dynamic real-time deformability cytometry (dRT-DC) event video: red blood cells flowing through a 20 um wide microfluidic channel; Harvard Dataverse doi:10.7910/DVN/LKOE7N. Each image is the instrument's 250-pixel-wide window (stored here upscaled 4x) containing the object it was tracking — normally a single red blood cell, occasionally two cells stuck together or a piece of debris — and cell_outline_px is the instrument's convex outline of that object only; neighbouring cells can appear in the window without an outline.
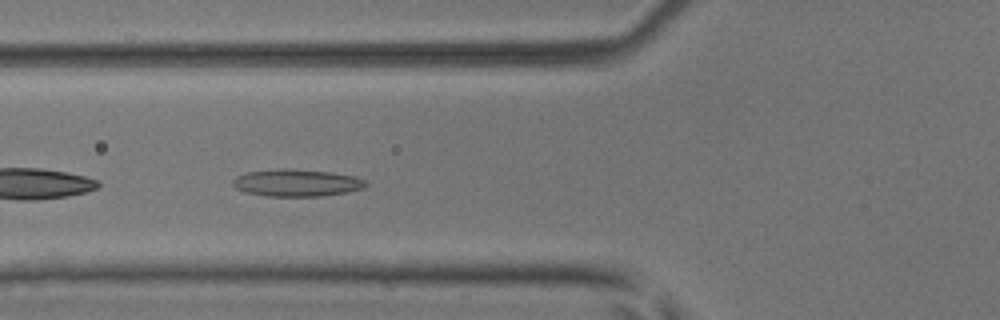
{"species": "common noctule bat (a hibernating species)", "species_latin": "Nyctalus noctula", "temperature_condition": "room temperature", "stored_images_in_passage": 37, "camera_frame_rate_fps": 3000, "um_per_image_px": 0.085, "animal": {"sex": "male", "body_mass_g": 17.9, "forearm_length_mm": 54.2}, "frame": {"image": 1, "passage_image": 4, "time_ms": 1.0, "image_size_px": [1000, 320], "cell_outline_px": [[368, 184], [364, 188], [348, 192], [324, 196], [268, 196], [244, 192], [236, 188], [232, 184], [232, 180], [236, 176], [244, 172], [284, 168], [292, 168], [332, 172], [352, 176], [364, 180]], "centroid_in_image_um": [25.19, 15.53], "position_along_channel_um": 100.6, "area_um2": 21.27}}
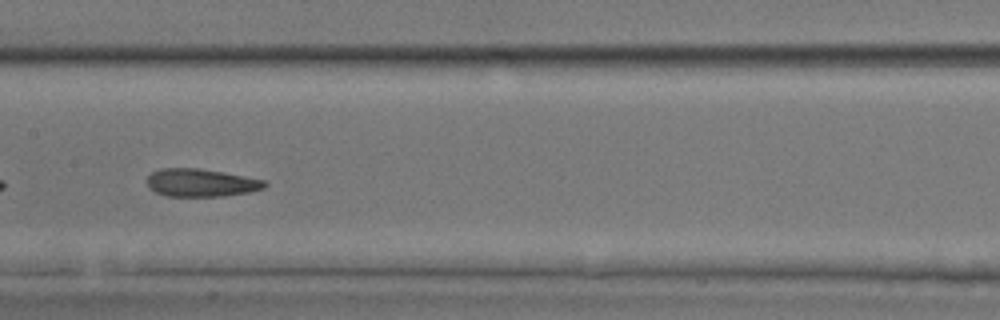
{"frame": {"image": 2, "passage_image": 11, "time_ms": 3.333, "image_size_px": [1000, 320], "cell_outline_px": [[268, 184], [264, 188], [248, 192], [224, 196], [164, 196], [156, 192], [148, 184], [148, 176], [152, 172], [160, 168], [200, 168], [264, 180]], "centroid_in_image_um": [17.08, 15.53], "position_along_channel_um": 190.3, "area_um2": 18.9}}
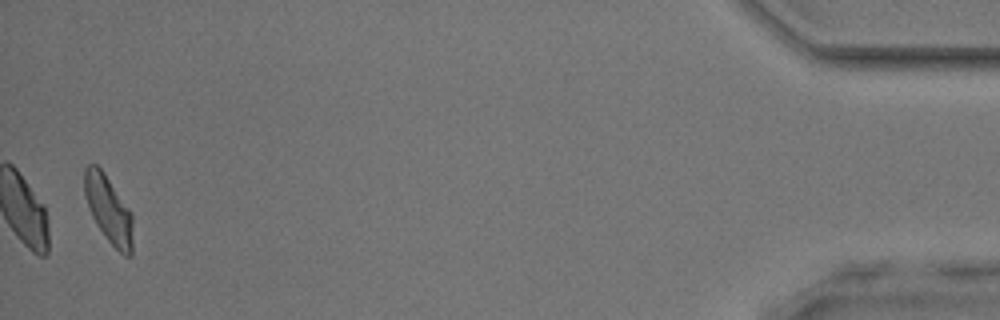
{"frame": {"image": 3, "passage_image": 36, "time_ms": 11.667, "image_size_px": [1000, 320], "cell_outline_px": [[132, 256], [124, 256], [108, 240], [96, 224], [92, 216], [84, 192], [84, 168], [88, 164], [96, 164], [104, 172], [132, 212]], "centroid_in_image_um": [9.23, 17.78], "position_along_channel_um": 426.0, "area_um2": 18.9}, "authors_computed_cell_mechanics": {"area_um2": 19.0162, "velocity_mm_per_s": 3.855, "shape_relaxation_time_tau1_ms": null, "shape_relaxation_time_tau2_ms": 2.43, "deformation_change_tau1": null, "deformation_change_tau2": 0.1047}}